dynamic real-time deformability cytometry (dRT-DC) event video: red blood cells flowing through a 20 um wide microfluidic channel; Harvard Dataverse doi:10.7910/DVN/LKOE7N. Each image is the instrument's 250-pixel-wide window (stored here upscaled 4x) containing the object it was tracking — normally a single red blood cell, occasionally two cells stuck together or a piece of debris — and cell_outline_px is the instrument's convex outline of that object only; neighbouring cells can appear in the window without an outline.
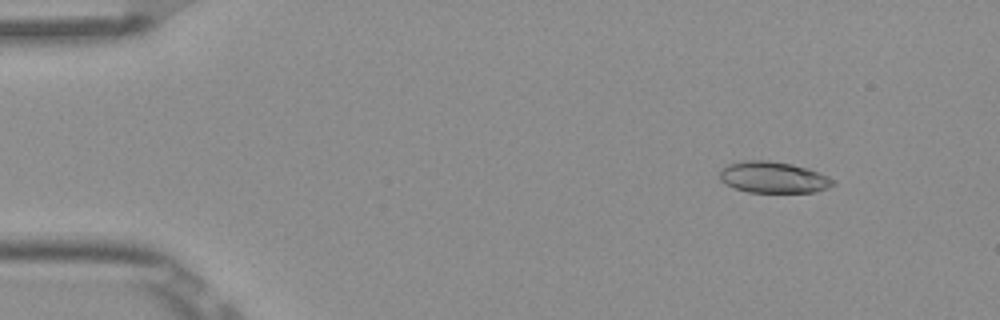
{"species": "Egyptian fruit bat (a non-hibernating species)", "species_latin": "Rousettus aegyptiacus", "temperature_condition": "room temperature", "stored_images_in_passage": 51, "camera_frame_rate_fps": 3000, "um_per_image_px": 0.085, "frame": {"image": 1, "passage_image": 5, "time_ms": 1.333, "image_size_px": [1000, 320], "cell_outline_px": [[836, 184], [828, 188], [816, 192], [748, 192], [732, 188], [724, 184], [720, 180], [720, 172], [728, 164], [744, 160], [768, 160], [792, 164], [808, 168], [828, 176], [836, 180]], "centroid_in_image_um": [65.75, 15.08], "position_along_channel_um": 19.3, "area_um2": 20.92}}
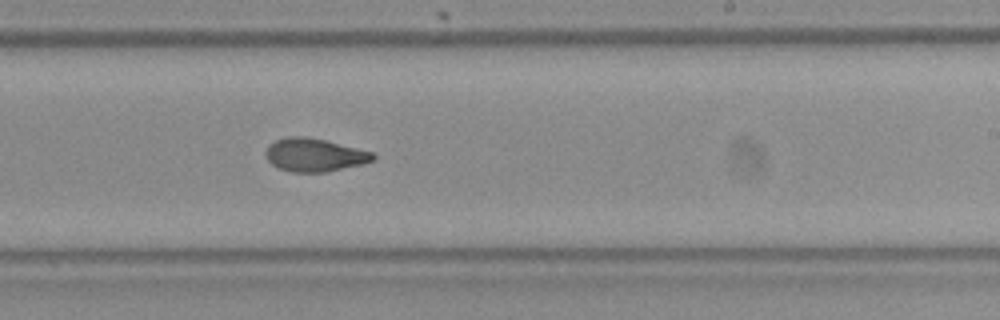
{"frame": {"image": 2, "passage_image": 31, "time_ms": 10.0, "image_size_px": [1000, 320], "cell_outline_px": [[376, 160], [364, 164], [324, 172], [292, 172], [280, 168], [272, 164], [264, 156], [264, 152], [268, 144], [276, 140], [288, 136], [304, 136], [324, 140], [372, 152], [376, 156]], "centroid_in_image_um": [26.71, 13.17], "position_along_channel_um": 262.3, "area_um2": 20.75}}
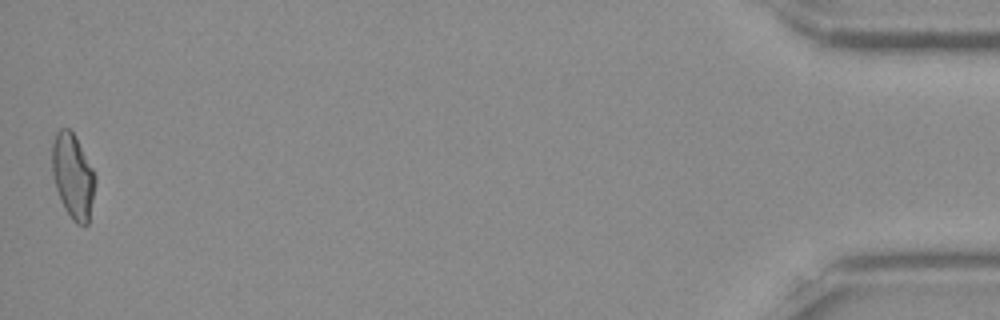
{"frame": {"image": 3, "passage_image": 51, "time_ms": 16.667, "image_size_px": [1000, 320], "cell_outline_px": [[96, 180], [88, 224], [76, 224], [72, 220], [64, 208], [56, 188], [52, 176], [52, 144], [56, 132], [60, 128], [68, 128], [72, 132], [92, 168], [96, 176]], "centroid_in_image_um": [6.18, 14.99], "position_along_channel_um": 429.0, "area_um2": 21.04}, "authors_computed_cell_mechanics": {"area_um2": 20.9814, "velocity_mm_per_s": 3.8921, "shape_relaxation_time_tau1_ms": 5.3541, "shape_relaxation_time_tau2_ms": 2.3568, "deformation_change_tau1": 0.1651, "deformation_change_tau2": 0.0825}}